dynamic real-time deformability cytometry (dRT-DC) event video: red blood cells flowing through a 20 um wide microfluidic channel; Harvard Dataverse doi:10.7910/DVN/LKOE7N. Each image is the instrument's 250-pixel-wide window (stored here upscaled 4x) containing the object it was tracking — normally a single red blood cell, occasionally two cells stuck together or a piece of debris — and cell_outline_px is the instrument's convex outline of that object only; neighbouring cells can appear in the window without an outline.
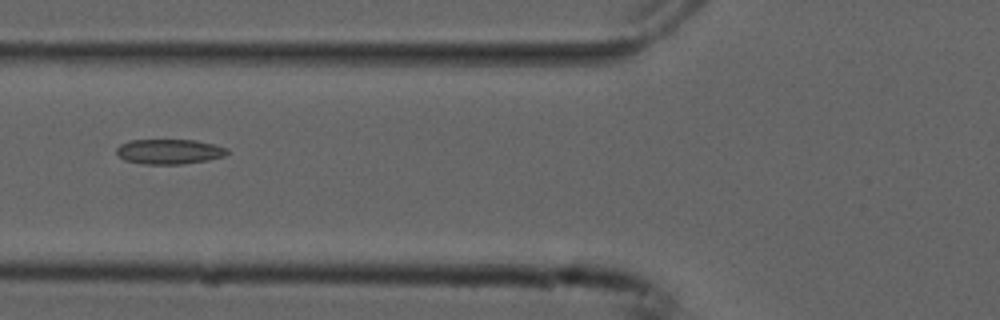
{"species": "common noctule bat (a hibernating species)", "species_latin": "Nyctalus noctula", "temperature_condition": "cold", "stored_images_in_passage": 32, "camera_frame_rate_fps": 3000, "um_per_image_px": 0.085, "animal": {"sex": "male", "forearm_length_mm": 52.5}, "frame": {"image": 1, "passage_image": 21, "time_ms": 6.667, "image_size_px": [1000, 320], "cell_outline_px": [[228, 152], [224, 156], [208, 160], [184, 164], [144, 164], [124, 160], [116, 152], [116, 148], [120, 144], [128, 140], [196, 140], [228, 148]], "centroid_in_image_um": [14.37, 12.88], "position_along_channel_um": 111.4, "area_um2": 16.13}}
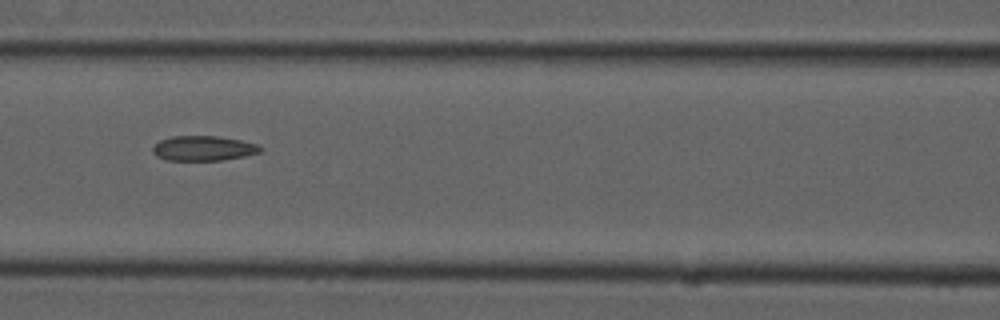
{"frame": {"image": 2, "passage_image": 24, "time_ms": 7.667, "image_size_px": [1000, 320], "cell_outline_px": [[264, 148], [260, 152], [244, 156], [220, 160], [164, 160], [156, 156], [152, 152], [152, 148], [160, 140], [172, 136], [216, 136], [240, 140], [256, 144]], "centroid_in_image_um": [17.26, 12.61], "position_along_channel_um": 149.3, "area_um2": 15.55}}